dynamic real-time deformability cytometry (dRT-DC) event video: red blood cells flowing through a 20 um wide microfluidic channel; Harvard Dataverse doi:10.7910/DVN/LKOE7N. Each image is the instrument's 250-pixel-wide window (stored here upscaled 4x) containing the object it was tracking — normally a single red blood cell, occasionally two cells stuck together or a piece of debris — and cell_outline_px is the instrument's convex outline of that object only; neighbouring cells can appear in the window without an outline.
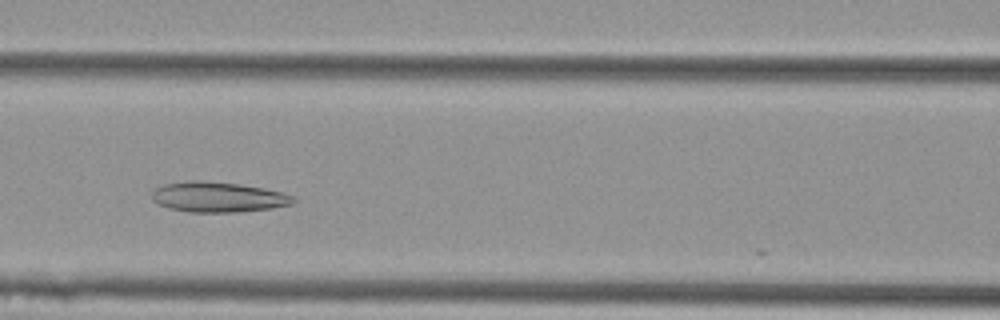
{"species": "Egyptian fruit bat (a non-hibernating species)", "species_latin": "Rousettus aegyptiacus", "temperature_condition": "cold", "stored_images_in_passage": 17, "camera_frame_rate_fps": 3000, "um_per_image_px": 0.085, "animal": {"sex": "female"}, "frame": {"image": 1, "passage_image": 10, "time_ms": 3.0, "image_size_px": [1000, 320], "cell_outline_px": [[296, 200], [292, 204], [272, 208], [236, 212], [188, 212], [168, 208], [156, 204], [152, 200], [152, 192], [156, 188], [164, 184], [192, 180], [200, 180], [240, 184], [284, 192], [296, 196]], "centroid_in_image_um": [18.54, 16.75], "position_along_channel_um": 148.1, "area_um2": 25.14}}
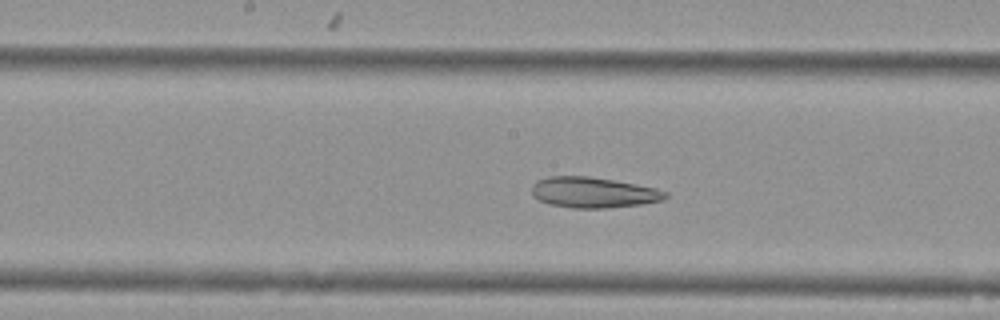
{"frame": {"image": 2, "passage_image": 14, "time_ms": 4.333, "image_size_px": [1000, 320], "cell_outline_px": [[668, 196], [660, 200], [640, 204], [608, 208], [572, 208], [548, 204], [532, 196], [532, 184], [536, 180], [548, 176], [588, 176], [636, 184], [656, 188], [668, 192]], "centroid_in_image_um": [50.39, 16.35], "position_along_channel_um": 197.8, "area_um2": 23.87}}